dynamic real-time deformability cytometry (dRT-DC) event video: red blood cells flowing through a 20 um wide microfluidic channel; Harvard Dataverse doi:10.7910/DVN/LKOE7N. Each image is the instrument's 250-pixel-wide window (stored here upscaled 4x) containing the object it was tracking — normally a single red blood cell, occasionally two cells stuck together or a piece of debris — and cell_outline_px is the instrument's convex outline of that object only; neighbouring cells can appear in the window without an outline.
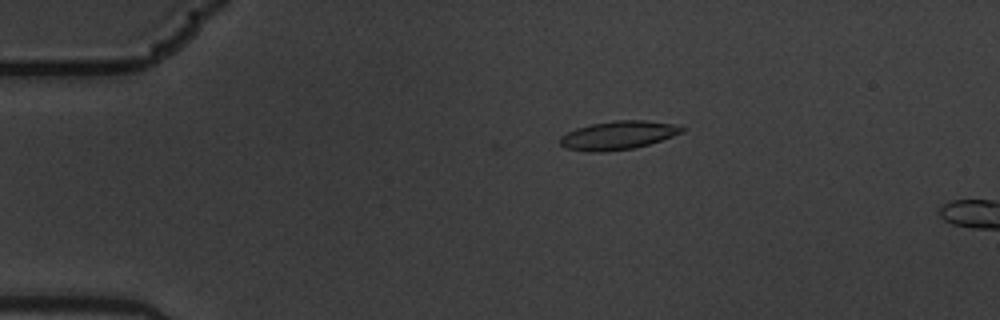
{"species": "common noctule bat (a hibernating species)", "species_latin": "Nyctalus noctula", "temperature_condition": "warm", "stored_images_in_passage": 4, "camera_frame_rate_fps": 3000, "um_per_image_px": 0.085, "animal": {"sex": "male", "body_mass_g": 19.5, "forearm_length_mm": 54.6}, "frame": {"image": 1, "passage_image": 3, "time_ms": 0.667, "image_size_px": [1000, 320], "cell_outline_px": [[684, 132], [636, 148], [604, 152], [588, 152], [564, 148], [560, 144], [560, 136], [576, 128], [592, 124], [612, 120], [644, 120], [680, 124], [684, 128]], "centroid_in_image_um": [52.54, 11.5], "position_along_channel_um": 32.5, "area_um2": 20.46}}